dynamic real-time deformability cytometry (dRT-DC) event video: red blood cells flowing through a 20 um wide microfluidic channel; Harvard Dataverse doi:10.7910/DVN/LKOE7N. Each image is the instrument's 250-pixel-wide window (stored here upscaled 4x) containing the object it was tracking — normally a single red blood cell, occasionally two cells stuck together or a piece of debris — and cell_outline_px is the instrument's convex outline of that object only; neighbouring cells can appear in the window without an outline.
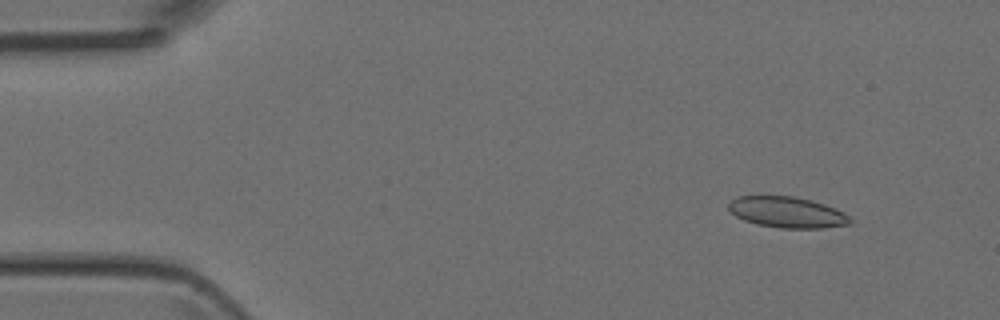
{"species": "Egyptian fruit bat (a non-hibernating species)", "species_latin": "Rousettus aegyptiacus", "temperature_condition": "room temperature", "stored_images_in_passage": 7, "camera_frame_rate_fps": 3000, "um_per_image_px": 0.085, "animal": {"sex": "female"}, "frame": {"image": 1, "passage_image": 2, "time_ms": 1.0, "image_size_px": [1000, 320], "cell_outline_px": [[852, 224], [824, 228], [780, 228], [756, 224], [744, 220], [736, 216], [728, 208], [728, 204], [736, 196], [796, 196], [812, 200], [836, 208], [844, 212], [852, 220]], "centroid_in_image_um": [66.93, 18.04], "position_along_channel_um": 18.1, "area_um2": 22.08}}
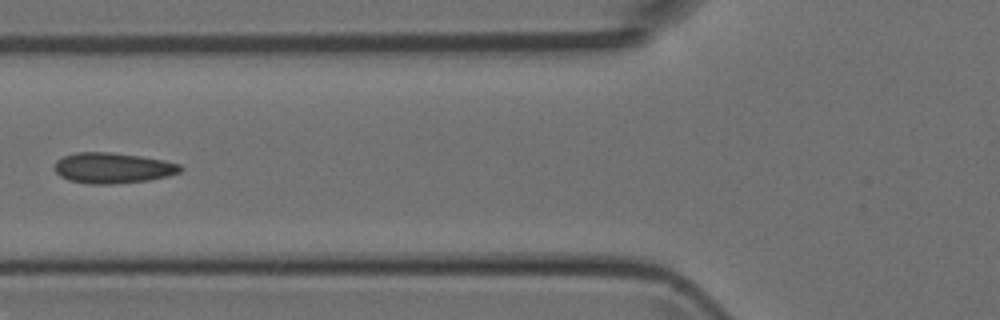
{"frame": {"image": 2, "passage_image": 6, "time_ms": 5.667, "image_size_px": [1000, 320], "cell_outline_px": [[184, 168], [180, 172], [168, 176], [148, 180], [112, 184], [88, 184], [68, 180], [60, 176], [56, 172], [56, 160], [64, 156], [76, 152], [108, 152], [140, 156], [164, 160], [180, 164]], "centroid_in_image_um": [9.6, 14.28], "position_along_channel_um": 116.2, "area_um2": 22.43}}
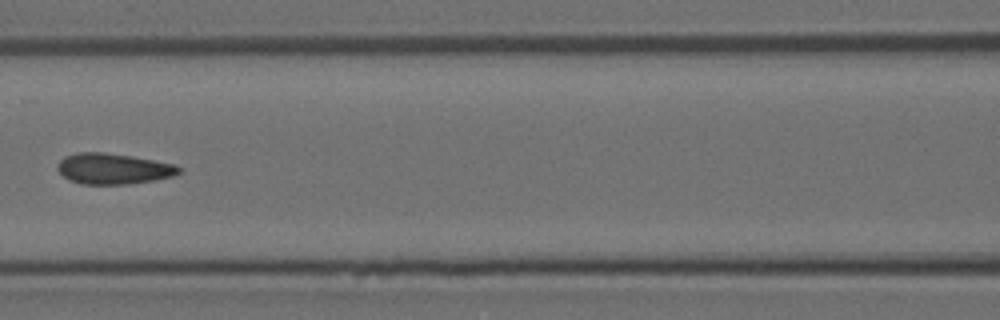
{"frame": {"image": 3, "passage_image": 7, "time_ms": 6.667, "image_size_px": [1000, 320], "cell_outline_px": [[180, 172], [172, 176], [156, 180], [128, 184], [80, 184], [68, 180], [56, 168], [60, 160], [64, 156], [80, 152], [104, 152], [132, 156], [176, 164], [180, 168]], "centroid_in_image_um": [9.62, 14.34], "position_along_channel_um": 157.0, "area_um2": 21.85}}